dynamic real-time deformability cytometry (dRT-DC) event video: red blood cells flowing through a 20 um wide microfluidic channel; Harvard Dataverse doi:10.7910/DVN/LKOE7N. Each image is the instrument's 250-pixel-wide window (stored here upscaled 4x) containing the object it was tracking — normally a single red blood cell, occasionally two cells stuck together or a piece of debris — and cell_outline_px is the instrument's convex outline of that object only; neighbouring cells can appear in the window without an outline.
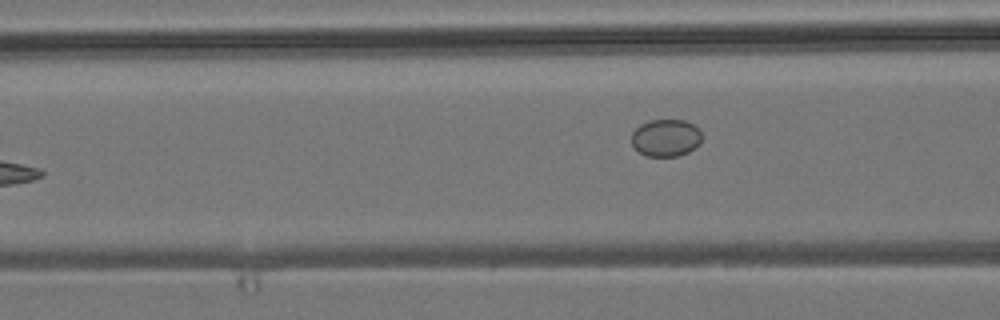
{"species": "common noctule bat (a hibernating species)", "species_latin": "Nyctalus noctula", "temperature_condition": "room temperature", "stored_images_in_passage": 6, "camera_frame_rate_fps": 3000, "um_per_image_px": 0.085, "animal": {"sex": "male", "body_mass_g": 19.2, "forearm_length_mm": 51.8}, "frame": {"image": 1, "passage_image": 6, "time_ms": 5.667, "image_size_px": [1000, 320], "cell_outline_px": [[700, 144], [696, 148], [688, 152], [676, 156], [648, 156], [640, 152], [632, 144], [632, 132], [640, 124], [648, 120], [684, 120], [692, 124], [700, 132]], "centroid_in_image_um": [56.58, 11.71], "position_along_channel_um": 110.0, "area_um2": 15.14}}